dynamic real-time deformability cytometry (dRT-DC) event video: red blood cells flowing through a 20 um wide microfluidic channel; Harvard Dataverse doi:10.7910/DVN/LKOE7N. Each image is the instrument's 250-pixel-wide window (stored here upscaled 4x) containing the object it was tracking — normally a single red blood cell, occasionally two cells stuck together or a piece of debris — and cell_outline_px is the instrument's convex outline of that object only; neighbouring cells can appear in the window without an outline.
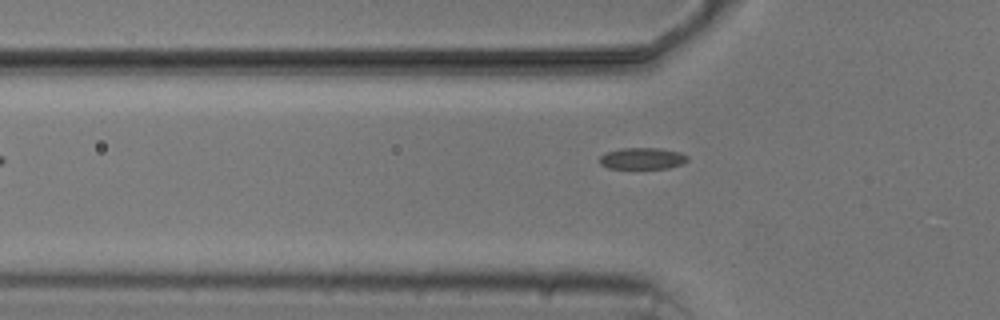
{"species": "common noctule bat (a hibernating species)", "species_latin": "Nyctalus noctula", "temperature_condition": "cold", "stored_images_in_passage": 5, "camera_frame_rate_fps": 3000, "um_per_image_px": 0.085, "animal": {"sex": "male", "body_mass_g": 20.5, "forearm_length_mm": 52.5}, "frame": {"image": 1, "passage_image": 5, "time_ms": 5.0, "image_size_px": [1000, 320], "cell_outline_px": [[688, 160], [684, 164], [668, 168], [608, 168], [600, 164], [600, 156], [608, 152], [620, 148], [660, 148], [680, 152], [688, 156]], "centroid_in_image_um": [54.64, 13.47], "position_along_channel_um": 71.2, "area_um2": 11.04}}